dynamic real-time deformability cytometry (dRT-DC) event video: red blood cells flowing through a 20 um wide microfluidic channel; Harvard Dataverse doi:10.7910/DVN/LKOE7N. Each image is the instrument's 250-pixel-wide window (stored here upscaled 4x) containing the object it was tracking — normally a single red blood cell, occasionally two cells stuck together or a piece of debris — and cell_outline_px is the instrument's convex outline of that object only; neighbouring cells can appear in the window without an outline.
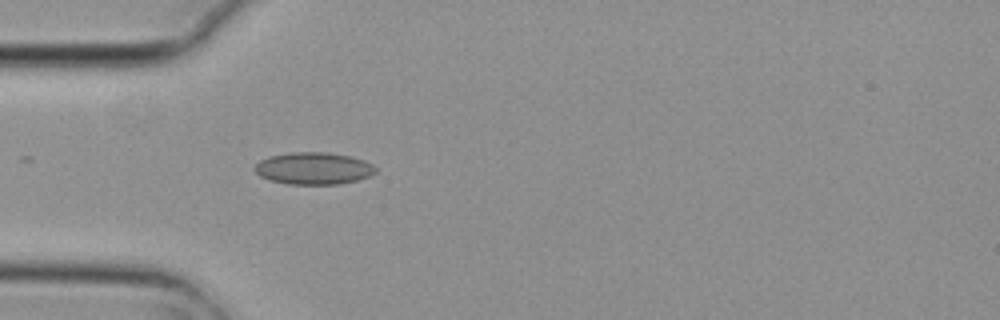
{"species": "common noctule bat (a hibernating species)", "species_latin": "Nyctalus noctula", "temperature_condition": "cold", "stored_images_in_passage": 5, "camera_frame_rate_fps": 3000, "um_per_image_px": 0.085, "animal": {"sex": "female", "body_mass_g": 29.2, "forearm_length_mm": 56.3}, "frame": {"image": 1, "passage_image": 5, "time_ms": 1.333, "image_size_px": [1000, 320], "cell_outline_px": [[376, 172], [368, 176], [356, 180], [336, 184], [288, 184], [268, 180], [260, 176], [252, 168], [260, 160], [268, 156], [292, 152], [328, 152], [352, 156], [364, 160], [372, 164], [376, 168]], "centroid_in_image_um": [26.62, 14.3], "position_along_channel_um": 58.4, "area_um2": 22.72}}